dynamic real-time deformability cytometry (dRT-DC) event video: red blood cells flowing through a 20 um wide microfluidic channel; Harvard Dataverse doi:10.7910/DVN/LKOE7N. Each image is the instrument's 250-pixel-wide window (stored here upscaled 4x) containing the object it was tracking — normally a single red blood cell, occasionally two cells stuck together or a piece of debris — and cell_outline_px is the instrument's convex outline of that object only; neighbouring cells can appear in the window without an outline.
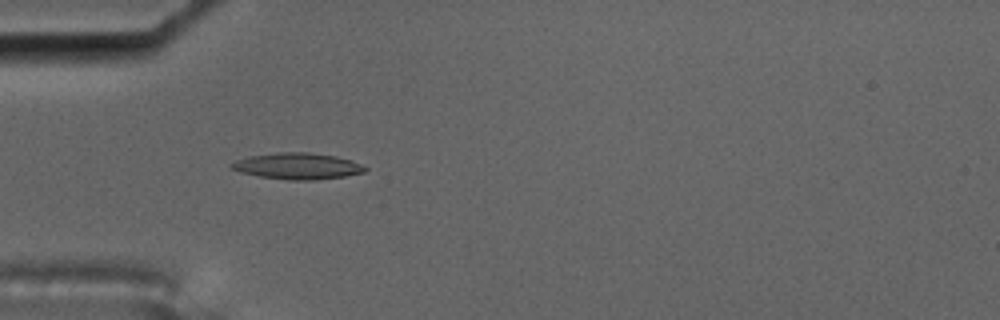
{"species": "common noctule bat (a hibernating species)", "species_latin": "Nyctalus noctula", "temperature_condition": "cold", "stored_images_in_passage": 7, "camera_frame_rate_fps": 3000, "um_per_image_px": 0.085, "animal": {"sex": "male", "body_mass_g": 17.5, "forearm_length_mm": 52.3}, "frame": {"image": 1, "passage_image": 5, "time_ms": 1.333, "image_size_px": [1000, 320], "cell_outline_px": [[368, 168], [364, 172], [344, 176], [316, 180], [288, 180], [260, 176], [240, 172], [232, 168], [228, 164], [236, 160], [248, 156], [280, 152], [308, 152], [336, 156], [352, 160]], "centroid_in_image_um": [25.28, 14.11], "position_along_channel_um": 59.7, "area_um2": 20.46}}